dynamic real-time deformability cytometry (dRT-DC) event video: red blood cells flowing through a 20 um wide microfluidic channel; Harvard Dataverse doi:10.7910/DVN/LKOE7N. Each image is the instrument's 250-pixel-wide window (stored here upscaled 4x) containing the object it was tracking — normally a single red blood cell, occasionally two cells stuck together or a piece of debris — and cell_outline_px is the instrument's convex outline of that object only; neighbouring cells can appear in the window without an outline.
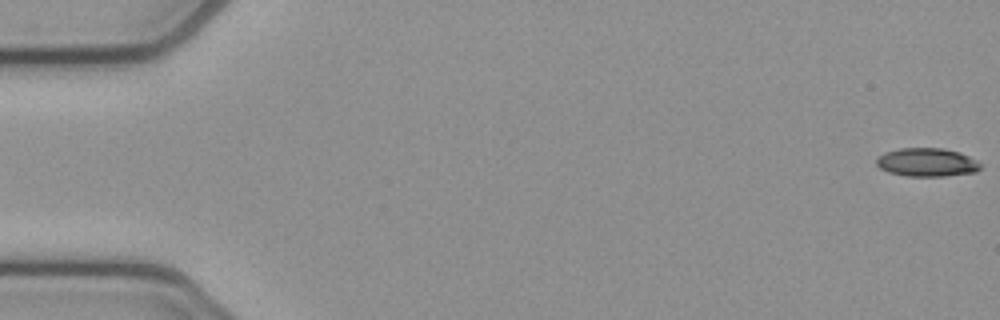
{"species": "common noctule bat (a hibernating species)", "species_latin": "Nyctalus noctula", "temperature_condition": "cold", "stored_images_in_passage": 7, "camera_frame_rate_fps": 3000, "um_per_image_px": 0.085, "animal": {"sex": "female", "body_mass_g": 21.9}, "frame": {"image": 1, "passage_image": 1, "time_ms": 0.0, "image_size_px": [1000, 320], "cell_outline_px": [[980, 168], [976, 172], [944, 176], [908, 176], [888, 172], [880, 168], [876, 164], [876, 160], [884, 152], [900, 148], [940, 148], [960, 152], [976, 160], [980, 164]], "centroid_in_image_um": [78.78, 13.79], "position_along_channel_um": 6.2, "area_um2": 17.17}}
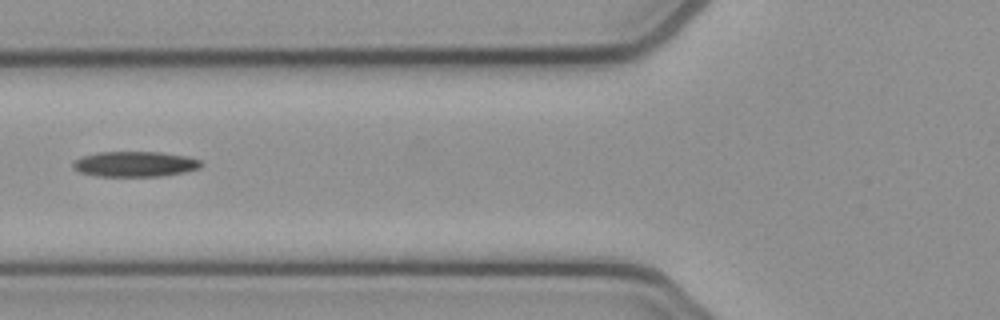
{"frame": {"image": 2, "passage_image": 6, "time_ms": 1.667, "image_size_px": [1000, 320], "cell_outline_px": [[204, 164], [200, 168], [184, 172], [164, 176], [96, 176], [80, 172], [72, 168], [72, 164], [76, 160], [84, 156], [96, 152], [160, 152], [188, 156], [200, 160]], "centroid_in_image_um": [11.5, 13.94], "position_along_channel_um": 114.3, "area_um2": 19.02}}
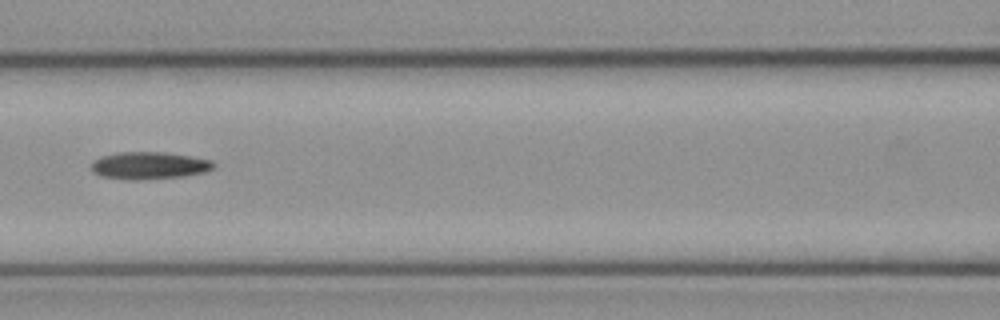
{"frame": {"image": 3, "passage_image": 7, "time_ms": 2.0, "image_size_px": [1000, 320], "cell_outline_px": [[216, 164], [212, 168], [204, 172], [184, 176], [136, 180], [128, 180], [100, 176], [92, 172], [92, 160], [100, 156], [116, 152], [164, 152], [212, 160]], "centroid_in_image_um": [12.63, 14.07], "position_along_channel_um": 154.0, "area_um2": 19.54}}